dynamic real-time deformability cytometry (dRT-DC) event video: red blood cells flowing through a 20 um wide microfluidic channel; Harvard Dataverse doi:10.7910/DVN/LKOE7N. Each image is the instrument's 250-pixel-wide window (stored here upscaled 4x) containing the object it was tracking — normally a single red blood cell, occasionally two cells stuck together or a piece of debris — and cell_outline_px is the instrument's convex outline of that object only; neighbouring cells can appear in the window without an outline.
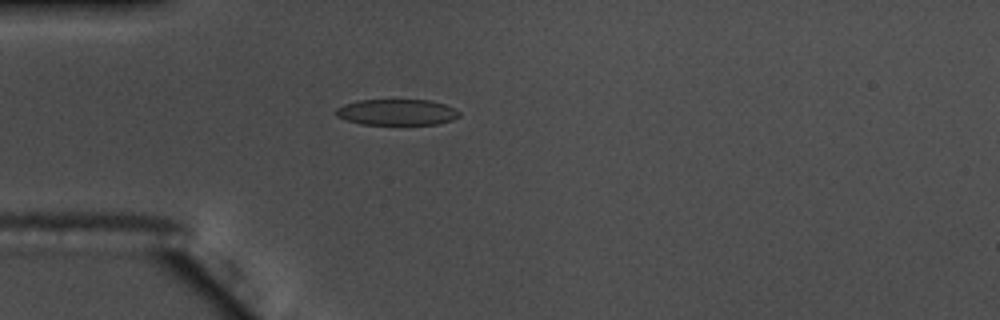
{"species": "common noctule bat (a hibernating species)", "species_latin": "Nyctalus noctula", "temperature_condition": "warm", "stored_images_in_passage": 40, "camera_frame_rate_fps": 3000, "um_per_image_px": 0.085, "animal": {"sex": "male", "body_mass_g": 17.5, "forearm_length_mm": 52.3}, "frame": {"image": 1, "passage_image": 1, "time_ms": 0.0, "image_size_px": [1000, 320], "cell_outline_px": [[460, 116], [452, 120], [436, 124], [360, 124], [344, 120], [336, 116], [336, 108], [344, 104], [360, 100], [428, 100], [444, 104], [456, 108], [460, 112]], "centroid_in_image_um": [33.73, 9.54], "position_along_channel_um": 51.3, "area_um2": 18.73}}
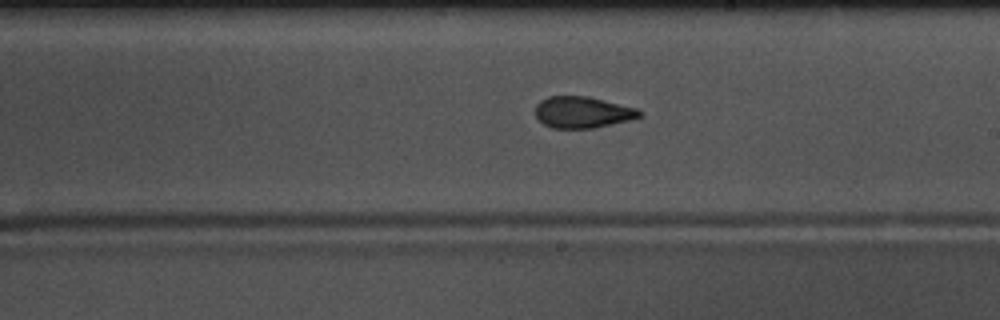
{"frame": {"image": 2, "passage_image": 17, "time_ms": 5.333, "image_size_px": [1000, 320], "cell_outline_px": [[644, 112], [640, 116], [628, 120], [612, 124], [592, 128], [552, 128], [544, 124], [536, 116], [536, 104], [540, 100], [548, 96], [588, 96], [636, 108]], "centroid_in_image_um": [49.5, 9.53], "position_along_channel_um": 239.5, "area_um2": 18.96}}
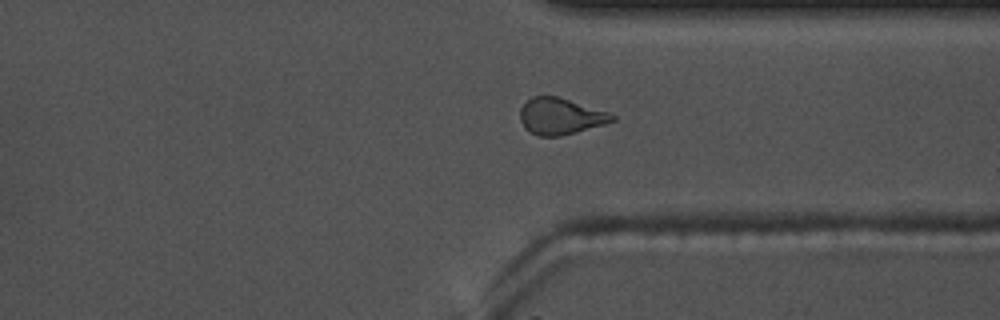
{"frame": {"image": 3, "passage_image": 27, "time_ms": 8.667, "image_size_px": [1000, 320], "cell_outline_px": [[616, 120], [604, 124], [576, 132], [560, 136], [536, 136], [528, 132], [524, 128], [520, 120], [520, 108], [532, 96], [556, 96], [608, 112], [616, 116]], "centroid_in_image_um": [47.6, 9.9], "position_along_channel_um": 363.8, "area_um2": 19.48}, "authors_computed_cell_mechanics": {"area_um2": 19.5942, "velocity_mm_per_s": 3.7249, "shape_relaxation_time_tau1_ms": 7.4304, "shape_relaxation_time_tau2_ms": 1.4062, "deformation_change_tau1": 0.2164, "deformation_change_tau2": 0.091}}